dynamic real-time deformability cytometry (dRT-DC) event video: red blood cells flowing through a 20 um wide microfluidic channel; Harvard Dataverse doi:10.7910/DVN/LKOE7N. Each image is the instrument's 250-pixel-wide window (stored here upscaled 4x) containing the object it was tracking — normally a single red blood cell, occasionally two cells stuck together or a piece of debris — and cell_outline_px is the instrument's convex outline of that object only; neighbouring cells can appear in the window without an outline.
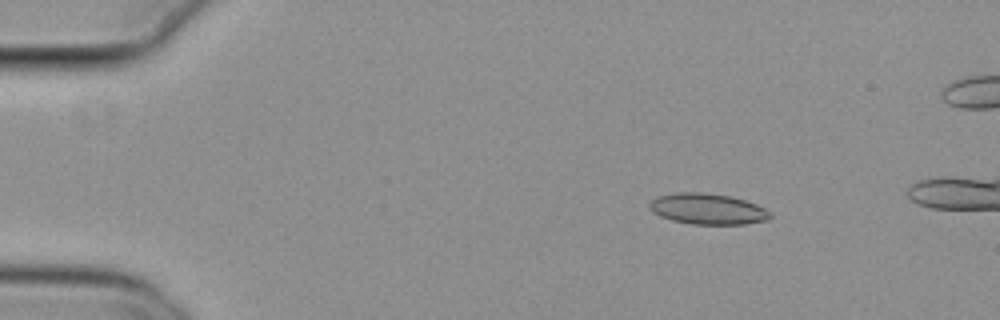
{"species": "common noctule bat (a hibernating species)", "species_latin": "Nyctalus noctula", "temperature_condition": "cold", "stored_images_in_passage": 14, "camera_frame_rate_fps": 3000, "um_per_image_px": 0.085, "animal": {"sex": "female", "body_mass_g": 29.2, "forearm_length_mm": 56.3}, "frame": {"image": 1, "passage_image": 8, "time_ms": 2.333, "image_size_px": [1000, 320], "cell_outline_px": [[772, 216], [768, 220], [744, 224], [692, 224], [672, 220], [660, 216], [652, 212], [648, 208], [648, 204], [656, 196], [676, 192], [704, 192], [732, 196], [756, 204], [772, 212]], "centroid_in_image_um": [60.14, 17.75], "position_along_channel_um": 24.9, "area_um2": 21.96}}